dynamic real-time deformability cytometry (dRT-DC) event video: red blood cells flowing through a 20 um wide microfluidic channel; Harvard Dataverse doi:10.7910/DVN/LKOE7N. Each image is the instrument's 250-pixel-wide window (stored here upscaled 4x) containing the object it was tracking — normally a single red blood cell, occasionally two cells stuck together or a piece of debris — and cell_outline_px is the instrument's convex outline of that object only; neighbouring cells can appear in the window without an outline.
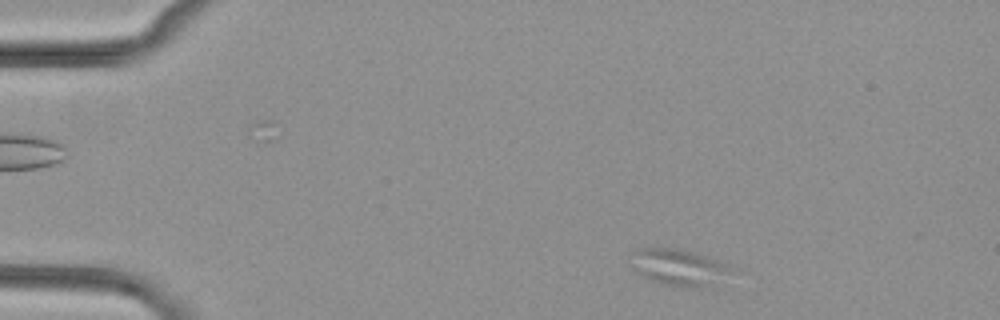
{"species": "common noctule bat (a hibernating species)", "species_latin": "Nyctalus noctula", "temperature_condition": "cold", "stored_images_in_passage": 2, "camera_frame_rate_fps": 3000, "um_per_image_px": 0.085, "animal": {"sex": "female", "body_mass_g": 29.2, "forearm_length_mm": 56.3}, "frame": {"image": 1, "passage_image": 2, "time_ms": 1.333, "image_size_px": [1000, 320], "cell_outline_px": [[740, 272], [716, 288], [680, 288], [660, 284], [648, 280], [640, 276], [632, 268], [632, 252], [640, 248], [676, 248], [708, 256], [740, 268]], "centroid_in_image_um": [57.93, 22.8], "position_along_channel_um": 27.1, "area_um2": 23.24}}